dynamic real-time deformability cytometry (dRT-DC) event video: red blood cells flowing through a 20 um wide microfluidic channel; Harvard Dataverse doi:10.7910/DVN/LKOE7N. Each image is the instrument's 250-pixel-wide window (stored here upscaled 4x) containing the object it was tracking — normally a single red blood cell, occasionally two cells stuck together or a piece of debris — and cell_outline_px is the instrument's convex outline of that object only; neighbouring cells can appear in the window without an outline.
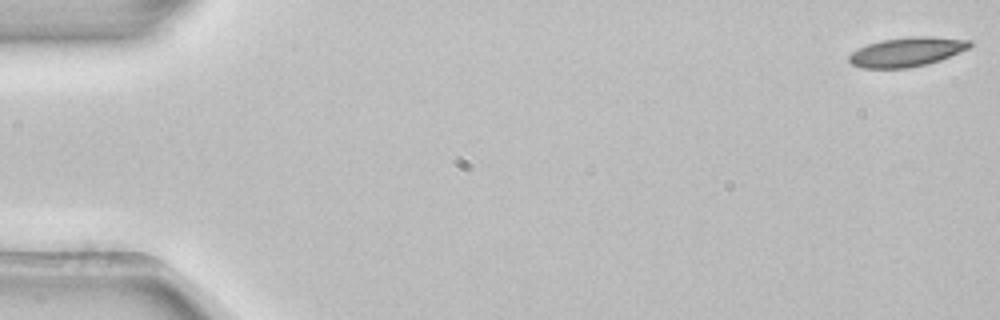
{"species": "common noctule bat (a hibernating species)", "species_latin": "Nyctalus noctula", "temperature_condition": "room temperature", "stored_images_in_passage": 3, "camera_frame_rate_fps": 3000, "um_per_image_px": 0.085, "animal": {"sex": "female", "body_mass_g": 22.7, "forearm_length_mm": 54.2}, "frame": {"image": 1, "passage_image": 1, "time_ms": 0.0, "image_size_px": [1000, 320], "cell_outline_px": [[972, 44], [968, 48], [940, 60], [928, 64], [908, 68], [864, 68], [852, 64], [848, 60], [848, 56], [852, 52], [868, 44], [880, 40], [908, 36], [928, 36], [972, 40]], "centroid_in_image_um": [77.08, 4.4], "position_along_channel_um": 7.9, "area_um2": 20.58}}